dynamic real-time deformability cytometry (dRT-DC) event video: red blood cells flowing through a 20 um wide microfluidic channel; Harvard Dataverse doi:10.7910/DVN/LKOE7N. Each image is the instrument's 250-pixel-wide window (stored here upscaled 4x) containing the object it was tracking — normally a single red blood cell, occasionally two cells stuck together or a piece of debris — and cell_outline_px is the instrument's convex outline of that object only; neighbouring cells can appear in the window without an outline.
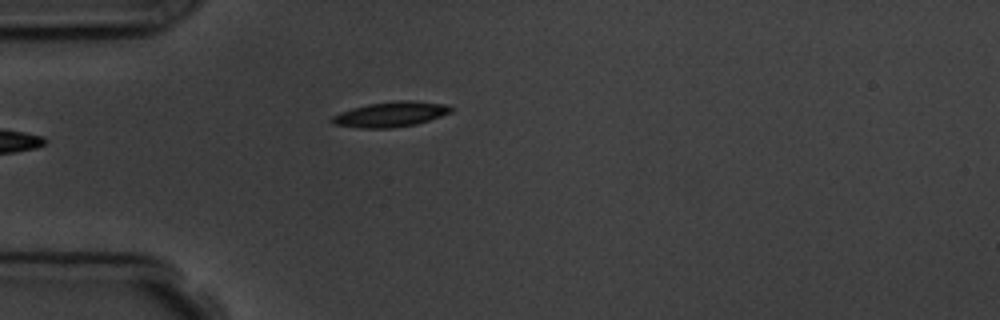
{"species": "common noctule bat (a hibernating species)", "species_latin": "Nyctalus noctula", "temperature_condition": "room temperature", "stored_images_in_passage": 4, "camera_frame_rate_fps": 3000, "um_per_image_px": 0.085, "animal": {"sex": "male", "body_mass_g": 19.5, "forearm_length_mm": 54.6}, "frame": {"image": 1, "passage_image": 4, "time_ms": 4.333, "image_size_px": [1000, 320], "cell_outline_px": [[456, 108], [452, 112], [416, 124], [388, 128], [360, 128], [332, 124], [328, 120], [332, 116], [340, 112], [352, 108], [368, 104], [396, 100], [412, 100], [444, 104]], "centroid_in_image_um": [33.18, 9.71], "position_along_channel_um": 51.8, "area_um2": 17.51}}